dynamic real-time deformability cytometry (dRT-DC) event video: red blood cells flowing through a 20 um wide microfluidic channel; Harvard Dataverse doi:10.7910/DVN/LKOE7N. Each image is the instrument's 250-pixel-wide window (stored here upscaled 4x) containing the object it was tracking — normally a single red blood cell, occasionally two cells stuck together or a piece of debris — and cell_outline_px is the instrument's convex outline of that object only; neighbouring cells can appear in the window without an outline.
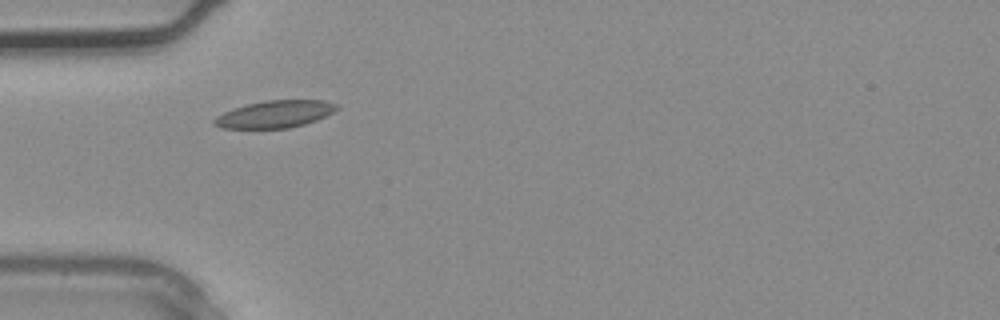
{"species": "common noctule bat (a hibernating species)", "species_latin": "Nyctalus noctula", "temperature_condition": "warm", "stored_images_in_passage": 1, "camera_frame_rate_fps": 3000, "um_per_image_px": 0.085, "animal": {"sex": "male", "body_mass_g": 20.4}, "frame": {"image": 1, "passage_image": 1, "time_ms": 0.0, "image_size_px": [1000, 320], "cell_outline_px": [[340, 108], [316, 120], [304, 124], [288, 128], [220, 128], [212, 124], [212, 120], [216, 116], [232, 108], [264, 100], [324, 100], [336, 104]], "centroid_in_image_um": [23.33, 9.7], "position_along_channel_um": 61.7, "area_um2": 19.42}}